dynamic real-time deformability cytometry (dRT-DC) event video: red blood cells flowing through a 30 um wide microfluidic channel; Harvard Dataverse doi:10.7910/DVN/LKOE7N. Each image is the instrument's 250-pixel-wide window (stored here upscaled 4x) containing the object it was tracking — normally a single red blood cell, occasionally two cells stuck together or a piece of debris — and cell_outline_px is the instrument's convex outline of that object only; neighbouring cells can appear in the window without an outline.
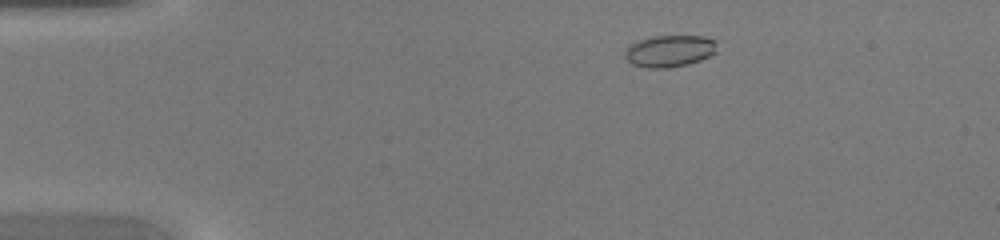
{"species": "common noctule bat (a hibernating species)", "species_latin": "Nyctalus noctula", "temperature_condition": "warm", "stored_images_in_passage": 43, "camera_frame_rate_fps": 3000, "um_per_image_px": 0.085, "animal": {"sex": "female", "body_mass_g": 20.0, "forearm_length_mm": 54.0}, "frame": {"image": 1, "passage_image": 6, "time_ms": 1.667, "image_size_px": [1000, 240], "cell_outline_px": [[716, 52], [700, 60], [688, 64], [668, 68], [644, 68], [632, 64], [624, 56], [624, 52], [632, 44], [640, 40], [656, 36], [704, 36], [716, 40]], "centroid_in_image_um": [56.93, 4.34], "position_along_channel_um": 28.1, "area_um2": 16.99}}
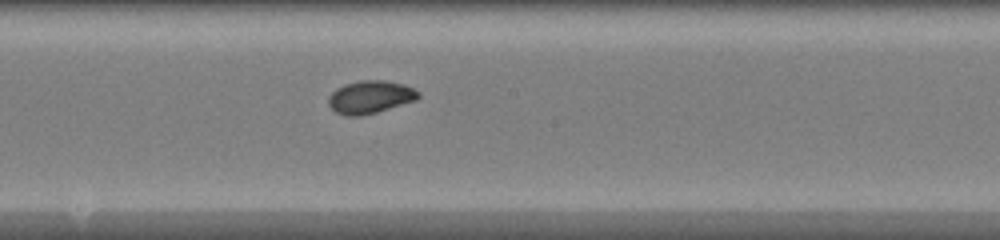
{"frame": {"image": 2, "passage_image": 23, "time_ms": 7.333, "image_size_px": [1000, 240], "cell_outline_px": [[420, 96], [416, 100], [376, 112], [360, 116], [348, 116], [336, 112], [328, 104], [328, 96], [336, 88], [344, 84], [360, 80], [384, 80], [404, 84], [420, 92]], "centroid_in_image_um": [31.45, 8.24], "position_along_channel_um": 216.7, "area_um2": 17.17}}
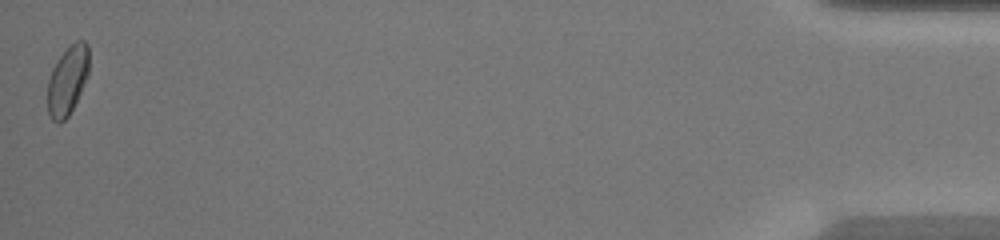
{"frame": {"image": 3, "passage_image": 43, "time_ms": 14.0, "image_size_px": [1000, 240], "cell_outline_px": [[88, 76], [68, 116], [60, 124], [52, 120], [48, 112], [48, 80], [52, 68], [56, 60], [76, 40], [84, 40], [88, 44]], "centroid_in_image_um": [5.73, 6.83], "position_along_channel_um": 429.5, "area_um2": 16.47}}